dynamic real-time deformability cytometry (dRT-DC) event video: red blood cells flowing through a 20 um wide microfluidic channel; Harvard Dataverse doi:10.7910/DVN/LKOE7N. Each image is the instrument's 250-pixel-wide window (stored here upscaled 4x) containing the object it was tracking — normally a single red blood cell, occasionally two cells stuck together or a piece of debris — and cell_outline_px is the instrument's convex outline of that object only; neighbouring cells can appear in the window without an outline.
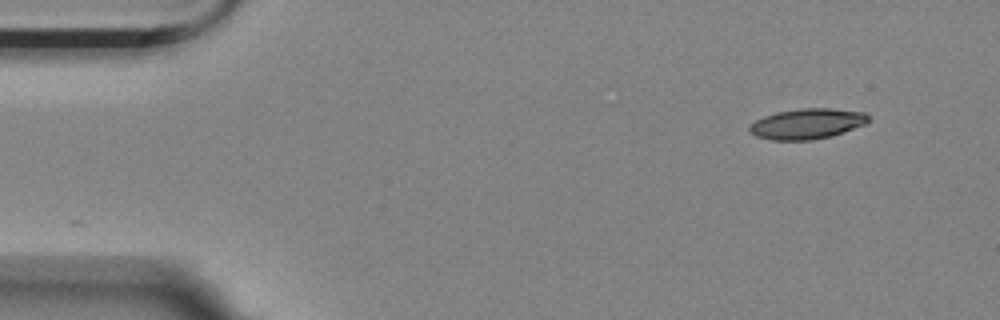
{"species": "Egyptian fruit bat (a non-hibernating species)", "species_latin": "Rousettus aegyptiacus", "temperature_condition": "room temperature", "stored_images_in_passage": 2, "camera_frame_rate_fps": 3000, "um_per_image_px": 0.085, "animal": {"sex": "female"}, "frame": {"image": 1, "passage_image": 2, "time_ms": 0.333, "image_size_px": [1000, 320], "cell_outline_px": [[868, 120], [864, 124], [844, 132], [812, 140], [772, 140], [756, 136], [748, 128], [756, 120], [764, 116], [776, 112], [800, 108], [828, 108], [864, 112], [868, 116]], "centroid_in_image_um": [68.59, 10.51], "position_along_channel_um": 16.4, "area_um2": 20.81}}